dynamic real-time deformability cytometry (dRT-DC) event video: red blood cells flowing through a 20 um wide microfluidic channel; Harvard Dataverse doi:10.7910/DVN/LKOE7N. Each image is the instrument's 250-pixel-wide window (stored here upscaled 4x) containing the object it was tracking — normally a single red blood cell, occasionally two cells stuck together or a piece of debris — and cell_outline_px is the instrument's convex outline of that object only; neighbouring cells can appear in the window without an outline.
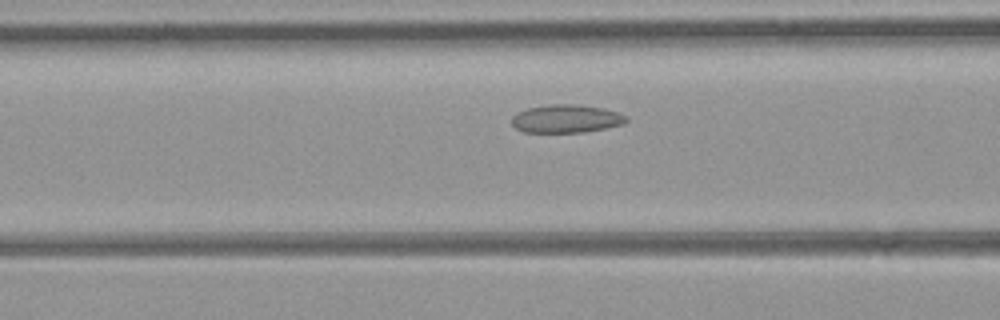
{"species": "common noctule bat (a hibernating species)", "species_latin": "Nyctalus noctula", "temperature_condition": "room temperature", "stored_images_in_passage": 36, "camera_frame_rate_fps": 3000, "um_per_image_px": 0.085, "animal": {"sex": "female", "body_mass_g": 21.9}, "frame": {"image": 1, "passage_image": 11, "time_ms": 3.333, "image_size_px": [1000, 320], "cell_outline_px": [[628, 120], [624, 124], [584, 132], [524, 132], [516, 128], [512, 124], [512, 116], [516, 112], [528, 108], [548, 104], [576, 104], [604, 108], [628, 116]], "centroid_in_image_um": [48.12, 10.08], "position_along_channel_um": 118.5, "area_um2": 18.84}}
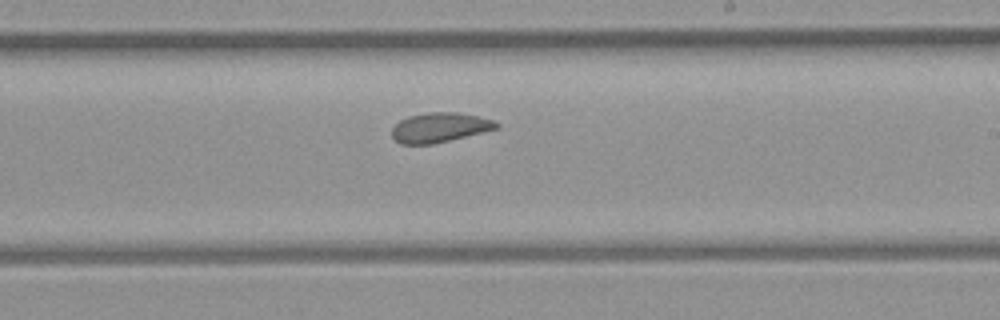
{"frame": {"image": 2, "passage_image": 20, "time_ms": 6.333, "image_size_px": [1000, 320], "cell_outline_px": [[500, 128], [484, 132], [432, 144], [400, 144], [392, 136], [392, 128], [400, 120], [408, 116], [428, 112], [456, 112], [476, 116], [492, 120], [500, 124]], "centroid_in_image_um": [37.37, 10.83], "position_along_channel_um": 251.6, "area_um2": 17.98}}
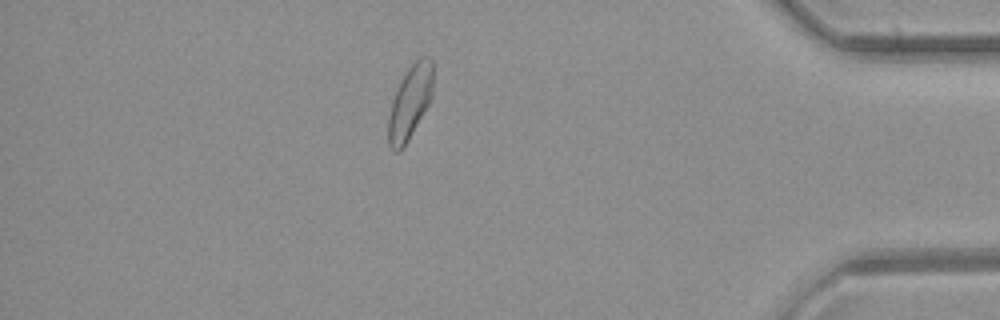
{"frame": {"image": 3, "passage_image": 33, "time_ms": 10.667, "image_size_px": [1000, 320], "cell_outline_px": [[432, 96], [428, 104], [408, 140], [400, 152], [396, 152], [388, 144], [388, 116], [392, 100], [396, 88], [400, 80], [408, 68], [420, 56], [428, 56], [432, 60]], "centroid_in_image_um": [34.83, 8.68], "position_along_channel_um": 400.4, "area_um2": 19.07}, "authors_computed_cell_mechanics": {"area_um2": 18.6983, "velocity_mm_per_s": 4.442, "shape_relaxation_time_tau1_ms": null, "shape_relaxation_time_tau2_ms": 2.1739, "deformation_change_tau1": null, "deformation_change_tau2": 0.0803}}